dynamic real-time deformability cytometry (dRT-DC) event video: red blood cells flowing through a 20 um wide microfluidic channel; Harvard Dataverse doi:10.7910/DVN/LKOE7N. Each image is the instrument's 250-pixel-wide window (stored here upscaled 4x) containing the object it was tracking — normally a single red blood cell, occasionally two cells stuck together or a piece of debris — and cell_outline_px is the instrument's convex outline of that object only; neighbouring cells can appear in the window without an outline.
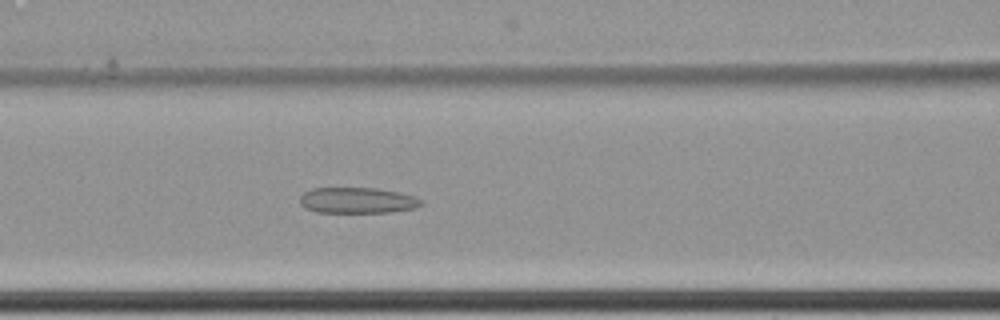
{"species": "common noctule bat (a hibernating species)", "species_latin": "Nyctalus noctula", "temperature_condition": "cold", "stored_images_in_passage": 8, "camera_frame_rate_fps": 3000, "um_per_image_px": 0.085, "animal": {"sex": "female", "body_mass_g": 22.7, "forearm_length_mm": 54.2}, "frame": {"image": 1, "passage_image": 8, "time_ms": 2.333, "image_size_px": [1000, 320], "cell_outline_px": [[424, 204], [416, 208], [388, 212], [316, 212], [304, 208], [300, 204], [300, 196], [304, 192], [312, 188], [376, 188], [400, 192], [416, 196], [424, 200]], "centroid_in_image_um": [30.41, 17.03], "position_along_channel_um": 136.2, "area_um2": 18.5}}